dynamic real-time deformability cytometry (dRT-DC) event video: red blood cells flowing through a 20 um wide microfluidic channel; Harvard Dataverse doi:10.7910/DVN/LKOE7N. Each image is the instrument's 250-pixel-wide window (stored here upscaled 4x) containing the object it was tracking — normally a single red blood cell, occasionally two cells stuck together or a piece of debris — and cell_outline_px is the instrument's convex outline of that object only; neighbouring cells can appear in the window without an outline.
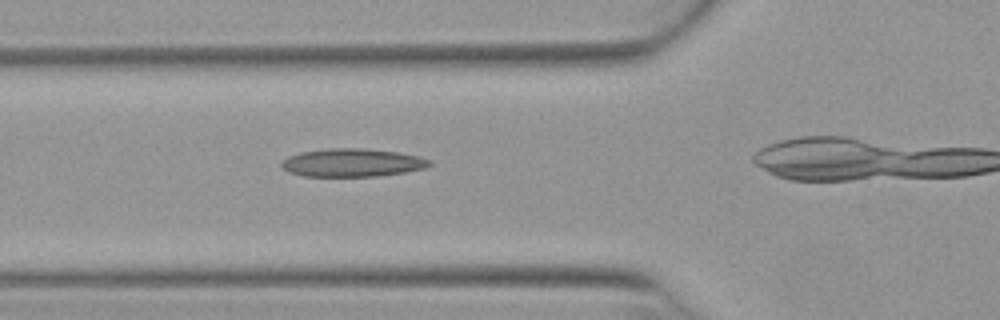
{"species": "Egyptian fruit bat (a non-hibernating species)", "species_latin": "Rousettus aegyptiacus", "temperature_condition": "warm", "stored_images_in_passage": 25, "camera_frame_rate_fps": 3000, "um_per_image_px": 0.085, "animal": {"sex": "female"}, "frame": {"image": 1, "passage_image": 3, "time_ms": 0.667, "image_size_px": [1000, 320], "cell_outline_px": [[432, 164], [424, 168], [404, 172], [376, 176], [304, 176], [288, 172], [280, 164], [280, 160], [288, 156], [300, 152], [328, 148], [368, 148], [396, 152], [416, 156], [428, 160]], "centroid_in_image_um": [29.87, 13.82], "position_along_channel_um": 95.9, "area_um2": 24.16}}
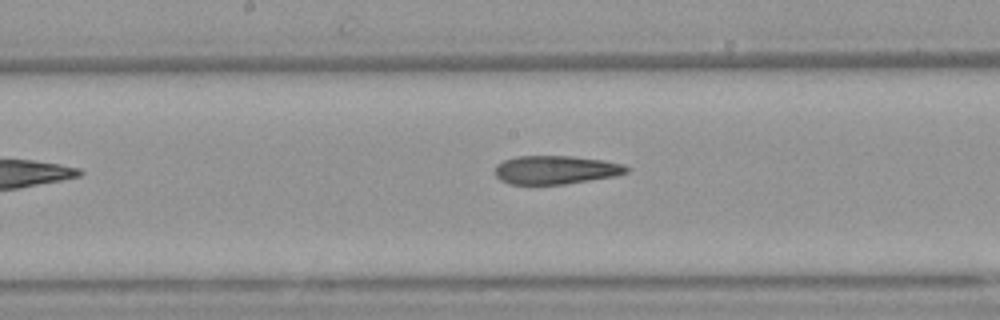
{"frame": {"image": 2, "passage_image": 11, "time_ms": 3.333, "image_size_px": [1000, 320], "cell_outline_px": [[628, 172], [616, 176], [564, 184], [512, 184], [500, 180], [496, 176], [496, 164], [504, 160], [516, 156], [572, 156], [604, 160], [624, 164], [628, 168]], "centroid_in_image_um": [47.25, 14.43], "position_along_channel_um": 201.0, "area_um2": 21.85}}
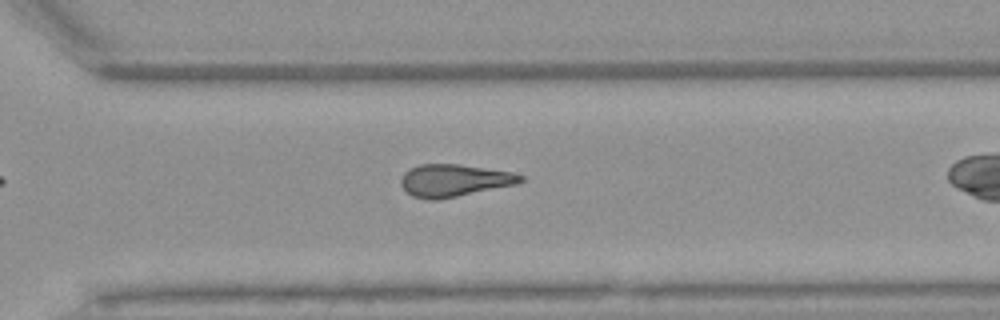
{"frame": {"image": 3, "passage_image": 21, "time_ms": 6.667, "image_size_px": [1000, 320], "cell_outline_px": [[524, 180], [516, 184], [436, 200], [428, 200], [412, 196], [400, 184], [400, 180], [404, 172], [408, 168], [420, 164], [460, 164], [512, 172], [524, 176]], "centroid_in_image_um": [38.57, 15.32], "position_along_channel_um": 332.0, "area_um2": 22.43}}